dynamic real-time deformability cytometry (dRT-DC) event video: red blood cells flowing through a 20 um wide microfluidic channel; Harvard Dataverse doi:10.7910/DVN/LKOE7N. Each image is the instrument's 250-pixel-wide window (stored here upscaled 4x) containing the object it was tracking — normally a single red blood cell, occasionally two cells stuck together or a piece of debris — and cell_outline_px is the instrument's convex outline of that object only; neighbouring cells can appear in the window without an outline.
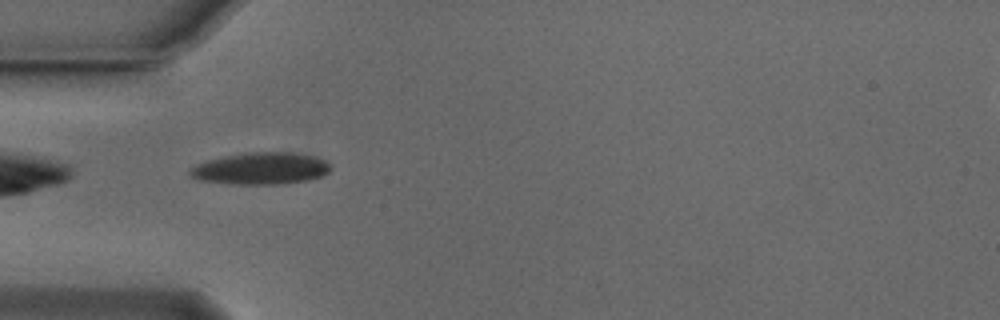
{"species": "Egyptian fruit bat (a non-hibernating species)", "species_latin": "Rousettus aegyptiacus", "temperature_condition": "cold", "stored_images_in_passage": 34, "camera_frame_rate_fps": 3000, "um_per_image_px": 0.085, "animal": {"sex": "male"}, "frame": {"image": 1, "passage_image": 3, "time_ms": 0.667, "image_size_px": [1000, 320], "cell_outline_px": [[332, 168], [324, 176], [308, 180], [276, 184], [236, 184], [200, 180], [192, 176], [188, 172], [196, 164], [208, 160], [224, 156], [248, 152], [292, 152], [312, 156], [324, 160]], "centroid_in_image_um": [22.19, 14.32], "position_along_channel_um": 62.8, "area_um2": 25.95}}
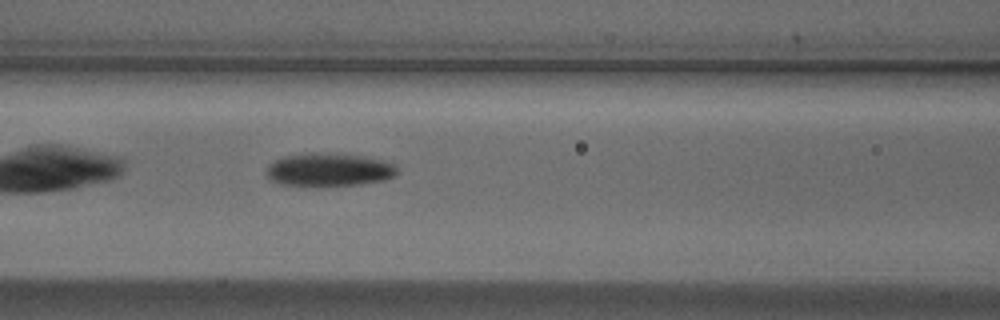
{"frame": {"image": 2, "passage_image": 9, "time_ms": 2.667, "image_size_px": [1000, 320], "cell_outline_px": [[396, 176], [384, 180], [360, 184], [280, 184], [272, 180], [268, 176], [268, 164], [284, 156], [360, 156], [380, 160], [396, 164]], "centroid_in_image_um": [28.03, 14.46], "position_along_channel_um": 138.6, "area_um2": 23.29}}
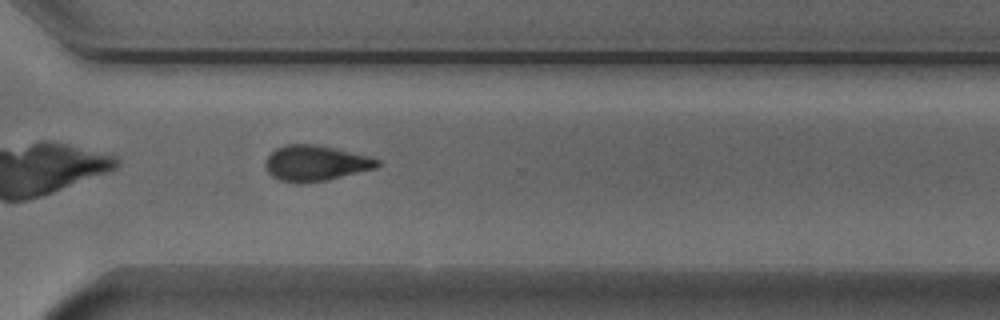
{"frame": {"image": 3, "passage_image": 25, "time_ms": 8.0, "image_size_px": [1000, 320], "cell_outline_px": [[380, 164], [376, 168], [328, 180], [300, 184], [296, 184], [280, 180], [272, 176], [268, 172], [264, 164], [268, 156], [276, 148], [288, 144], [316, 144], [368, 156], [380, 160]], "centroid_in_image_um": [26.81, 13.88], "position_along_channel_um": 343.8, "area_um2": 23.24}, "authors_computed_cell_mechanics": {"area_um2": 24.276, "velocity_mm_per_s": 3.8571, "shape_relaxation_time_tau1_ms": 4.7004, "shape_relaxation_time_tau2_ms": 6.5147, "deformation_change_tau1": 0.1452, "deformation_change_tau2": 0.1439}}